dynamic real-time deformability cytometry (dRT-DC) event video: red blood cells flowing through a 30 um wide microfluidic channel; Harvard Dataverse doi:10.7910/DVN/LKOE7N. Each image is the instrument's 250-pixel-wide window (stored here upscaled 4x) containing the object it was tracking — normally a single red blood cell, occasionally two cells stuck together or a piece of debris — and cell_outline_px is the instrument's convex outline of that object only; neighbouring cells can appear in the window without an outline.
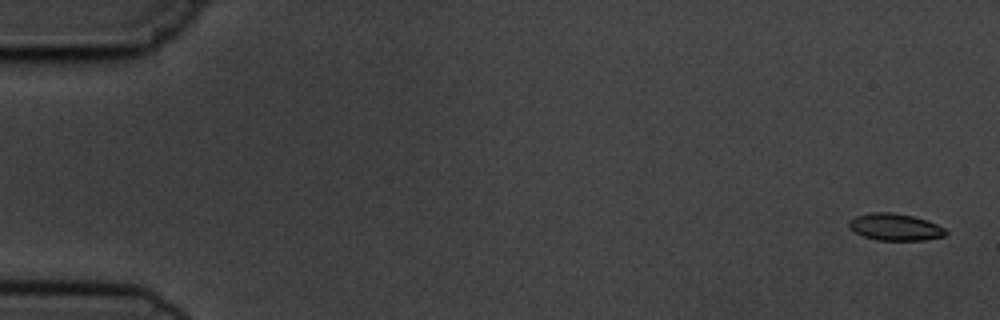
{"species": "common noctule bat (a hibernating species)", "species_latin": "Nyctalus noctula", "temperature_condition": "cold", "stored_images_in_passage": 6, "camera_frame_rate_fps": 3000, "um_per_image_px": 0.085, "animal": {"sex": "male", "body_mass_g": 19.5, "forearm_length_mm": 54.6}, "frame": {"image": 1, "passage_image": 1, "time_ms": 0.0, "image_size_px": [1000, 320], "cell_outline_px": [[948, 232], [944, 236], [924, 240], [876, 240], [864, 236], [848, 228], [848, 220], [856, 216], [872, 212], [892, 212], [912, 216], [928, 220], [944, 228]], "centroid_in_image_um": [76.07, 19.29], "position_along_channel_um": 8.9, "area_um2": 15.2}}
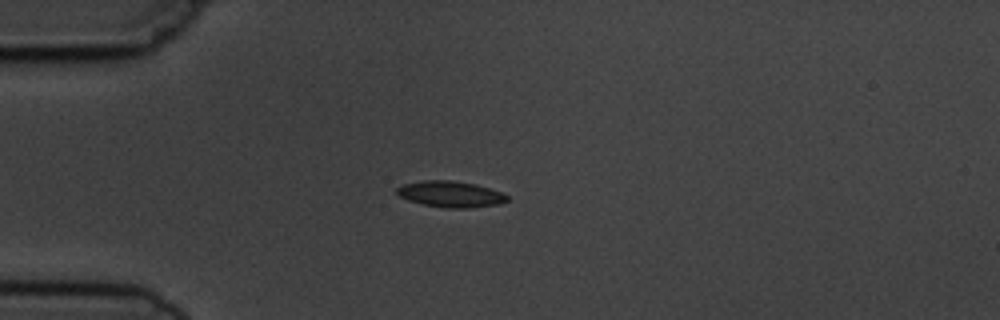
{"frame": {"image": 2, "passage_image": 5, "time_ms": 4.333, "image_size_px": [1000, 320], "cell_outline_px": [[508, 200], [500, 204], [468, 208], [444, 208], [424, 204], [408, 200], [400, 196], [396, 192], [396, 188], [404, 184], [424, 180], [452, 180], [476, 184], [504, 192], [508, 196]], "centroid_in_image_um": [38.34, 16.5], "position_along_channel_um": 46.7, "area_um2": 16.88}}
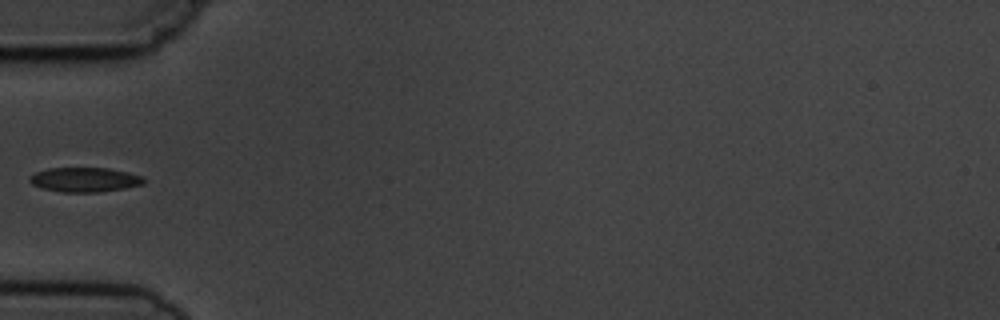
{"frame": {"image": 3, "passage_image": 6, "time_ms": 5.667, "image_size_px": [1000, 320], "cell_outline_px": [[144, 184], [124, 188], [96, 192], [64, 192], [40, 188], [32, 184], [28, 180], [28, 176], [36, 172], [48, 168], [108, 168], [128, 172], [144, 176]], "centroid_in_image_um": [7.18, 15.27], "position_along_channel_um": 77.8, "area_um2": 16.36}}